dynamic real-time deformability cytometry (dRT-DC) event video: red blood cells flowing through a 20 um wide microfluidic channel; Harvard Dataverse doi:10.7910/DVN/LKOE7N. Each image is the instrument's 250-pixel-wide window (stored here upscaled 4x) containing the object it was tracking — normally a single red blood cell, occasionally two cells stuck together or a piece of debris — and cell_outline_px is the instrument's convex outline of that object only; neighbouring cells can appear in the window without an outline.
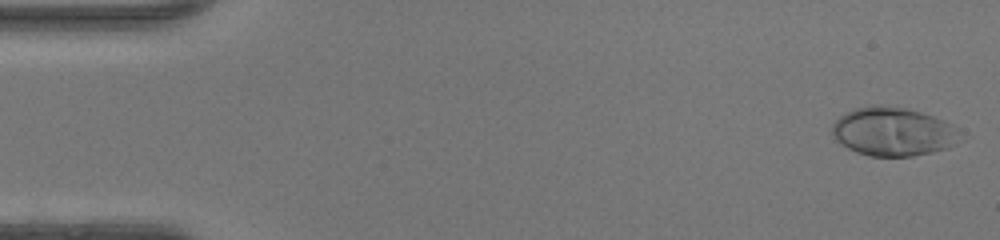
{"species": "human", "species_latin": "Homo sapiens", "temperature_condition": "warm", "stored_images_in_passage": 47, "camera_frame_rate_fps": 3000, "um_per_image_px": 0.085, "donor": {"sex": "female"}, "frame": {"image": 1, "passage_image": 1, "time_ms": 0.0, "image_size_px": [1000, 240], "cell_outline_px": [[956, 144], [948, 148], [932, 152], [912, 156], [868, 156], [856, 152], [840, 144], [832, 136], [832, 124], [840, 116], [856, 108], [868, 104], [880, 104], [908, 108], [944, 120], [952, 124], [956, 140]], "centroid_in_image_um": [75.83, 11.18], "position_along_channel_um": 9.2, "area_um2": 36.13}}
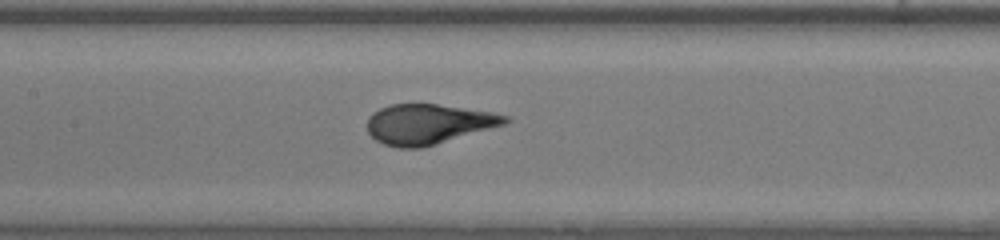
{"frame": {"image": 2, "passage_image": 22, "time_ms": 7.0, "image_size_px": [1000, 240], "cell_outline_px": [[512, 120], [504, 124], [436, 144], [420, 148], [400, 148], [384, 144], [376, 140], [368, 132], [368, 116], [372, 112], [380, 108], [392, 104], [436, 104], [492, 112], [508, 116]], "centroid_in_image_um": [36.38, 10.54], "position_along_channel_um": 171.0, "area_um2": 31.91}}
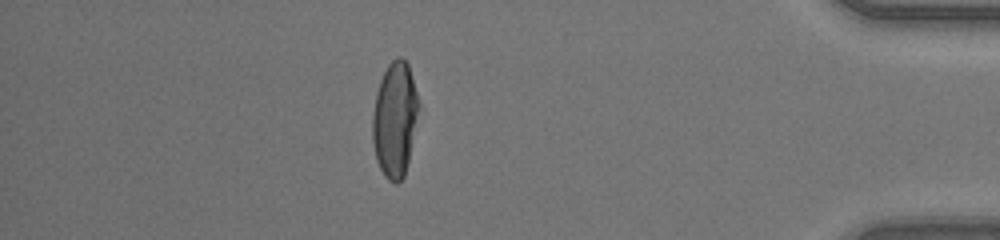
{"frame": {"image": 3, "passage_image": 41, "time_ms": 13.333, "image_size_px": [1000, 240], "cell_outline_px": [[420, 108], [408, 160], [404, 176], [396, 184], [388, 180], [384, 176], [376, 160], [372, 140], [372, 116], [376, 92], [380, 80], [388, 64], [396, 56], [400, 56], [408, 64], [420, 104]], "centroid_in_image_um": [33.55, 10.14], "position_along_channel_um": 401.6, "area_um2": 31.1}, "authors_computed_cell_mechanics": {"area_um2": 32.7726, "velocity_mm_per_s": 4.3576, "shape_relaxation_time_tau1_ms": 6.4997, "shape_relaxation_time_tau2_ms": null, "deformation_change_tau1": 0.305, "deformation_change_tau2": null}}